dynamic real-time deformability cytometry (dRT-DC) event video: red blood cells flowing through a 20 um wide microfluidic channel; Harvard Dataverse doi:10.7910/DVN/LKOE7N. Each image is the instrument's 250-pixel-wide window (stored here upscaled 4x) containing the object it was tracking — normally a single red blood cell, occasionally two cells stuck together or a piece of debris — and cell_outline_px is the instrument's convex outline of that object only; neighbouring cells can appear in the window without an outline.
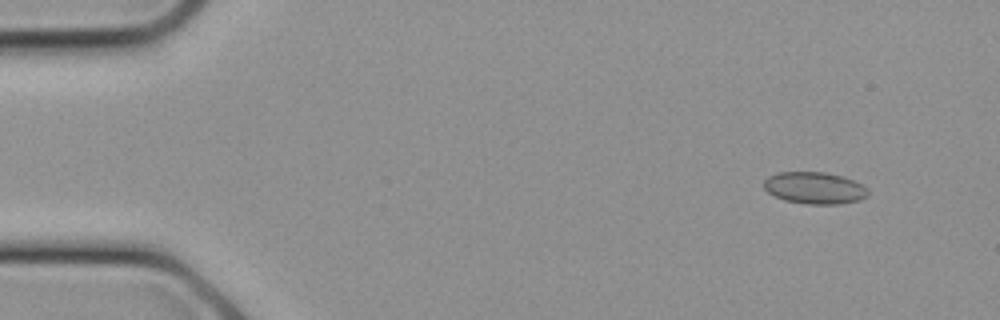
{"species": "common noctule bat (a hibernating species)", "species_latin": "Nyctalus noctula", "temperature_condition": "cold", "stored_images_in_passage": 8, "camera_frame_rate_fps": 3000, "um_per_image_px": 0.085, "animal": {"sex": "female", "body_mass_g": 21.9}, "frame": {"image": 1, "passage_image": 2, "time_ms": 0.333, "image_size_px": [1000, 320], "cell_outline_px": [[868, 196], [860, 200], [840, 204], [808, 204], [784, 200], [768, 192], [764, 188], [764, 180], [768, 176], [776, 172], [824, 172], [844, 176], [868, 188]], "centroid_in_image_um": [69.24, 15.97], "position_along_channel_um": 15.8, "area_um2": 19.42}}